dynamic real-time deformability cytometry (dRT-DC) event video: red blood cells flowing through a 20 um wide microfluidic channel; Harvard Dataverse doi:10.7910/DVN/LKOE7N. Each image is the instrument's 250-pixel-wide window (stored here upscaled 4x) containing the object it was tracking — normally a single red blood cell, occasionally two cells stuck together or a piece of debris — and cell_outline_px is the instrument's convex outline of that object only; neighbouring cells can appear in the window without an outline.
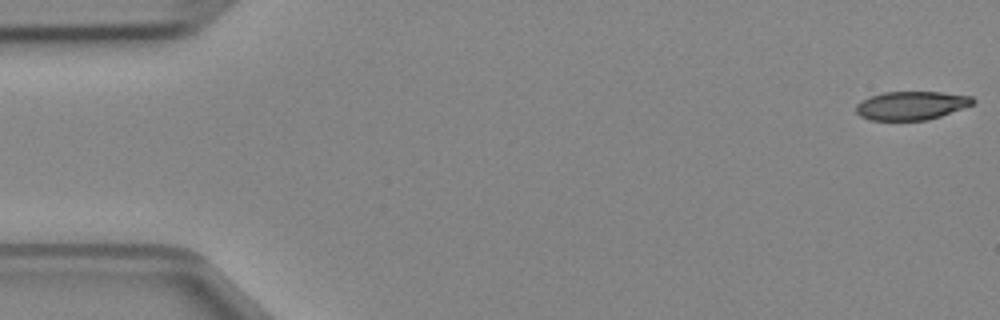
{"species": "Egyptian fruit bat (a non-hibernating species)", "species_latin": "Rousettus aegyptiacus", "temperature_condition": "cold", "stored_images_in_passage": 47, "camera_frame_rate_fps": 3000, "um_per_image_px": 0.085, "animal": {"sex": "female"}, "frame": {"image": 1, "passage_image": 1, "time_ms": 0.0, "image_size_px": [1000, 320], "cell_outline_px": [[976, 100], [972, 104], [940, 116], [928, 120], [872, 120], [860, 116], [856, 112], [856, 104], [860, 100], [884, 92], [940, 92], [972, 96]], "centroid_in_image_um": [77.44, 8.97], "position_along_channel_um": 7.6, "area_um2": 19.31}}
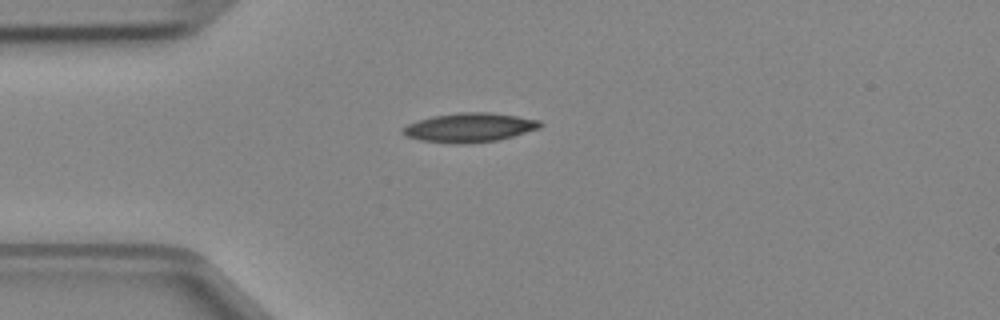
{"frame": {"image": 2, "passage_image": 12, "time_ms": 3.667, "image_size_px": [1000, 320], "cell_outline_px": [[544, 124], [540, 128], [512, 136], [496, 140], [456, 144], [420, 140], [408, 136], [400, 132], [408, 124], [432, 116], [460, 112], [492, 112], [540, 120]], "centroid_in_image_um": [39.93, 10.83], "position_along_channel_um": 45.1, "area_um2": 23.06}}
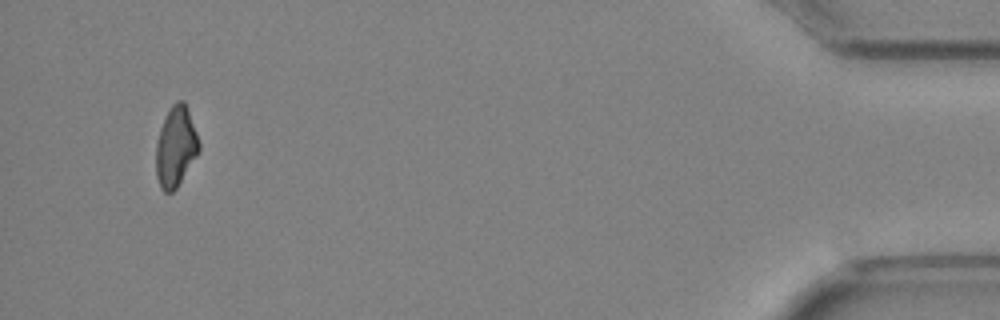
{"frame": {"image": 3, "passage_image": 45, "time_ms": 14.667, "image_size_px": [1000, 320], "cell_outline_px": [[200, 148], [196, 156], [176, 188], [172, 192], [164, 192], [160, 188], [156, 176], [156, 144], [160, 128], [168, 108], [176, 100], [184, 100], [196, 132], [200, 144]], "centroid_in_image_um": [14.92, 12.45], "position_along_channel_um": 420.3, "area_um2": 20.0}}